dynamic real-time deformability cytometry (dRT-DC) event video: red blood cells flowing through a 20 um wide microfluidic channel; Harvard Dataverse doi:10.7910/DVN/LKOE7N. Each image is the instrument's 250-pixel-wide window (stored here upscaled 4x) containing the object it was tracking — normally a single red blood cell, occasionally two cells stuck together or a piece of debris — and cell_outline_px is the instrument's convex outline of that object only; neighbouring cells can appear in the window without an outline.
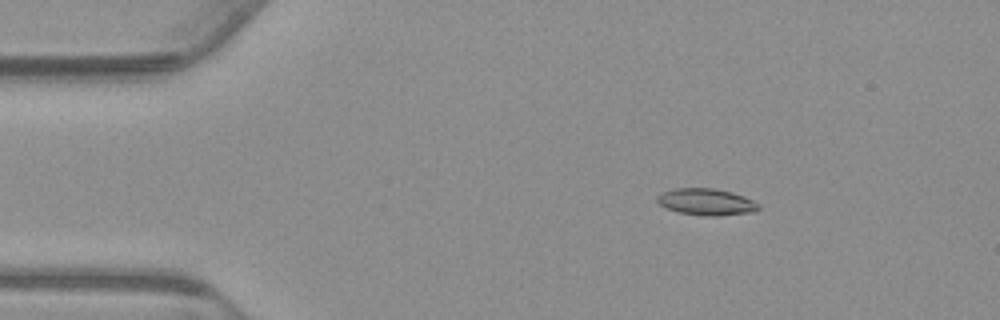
{"species": "common noctule bat (a hibernating species)", "species_latin": "Nyctalus noctula", "temperature_condition": "warm", "stored_images_in_passage": 58, "camera_frame_rate_fps": 3000, "um_per_image_px": 0.085, "animal": {"sex": "male", "body_mass_g": 23.1, "forearm_length_mm": 52.7}, "frame": {"image": 1, "passage_image": 5, "time_ms": 1.333, "image_size_px": [1000, 320], "cell_outline_px": [[760, 208], [756, 212], [720, 216], [704, 216], [676, 212], [660, 204], [656, 200], [656, 196], [660, 192], [672, 188], [712, 188], [732, 192], [744, 196], [760, 204]], "centroid_in_image_um": [60.04, 17.16], "position_along_channel_um": 25.0, "area_um2": 16.07}}